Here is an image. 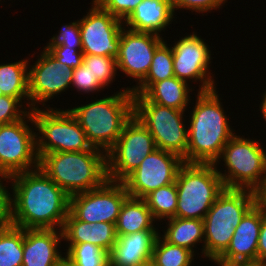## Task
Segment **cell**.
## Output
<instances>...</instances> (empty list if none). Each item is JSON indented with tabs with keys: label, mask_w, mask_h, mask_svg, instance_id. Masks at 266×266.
I'll return each instance as SVG.
<instances>
[{
	"label": "cell",
	"mask_w": 266,
	"mask_h": 266,
	"mask_svg": "<svg viewBox=\"0 0 266 266\" xmlns=\"http://www.w3.org/2000/svg\"><path fill=\"white\" fill-rule=\"evenodd\" d=\"M11 178V225L62 230L70 196L38 167Z\"/></svg>",
	"instance_id": "cell-1"
},
{
	"label": "cell",
	"mask_w": 266,
	"mask_h": 266,
	"mask_svg": "<svg viewBox=\"0 0 266 266\" xmlns=\"http://www.w3.org/2000/svg\"><path fill=\"white\" fill-rule=\"evenodd\" d=\"M218 92L214 88L194 94L196 102L187 121L188 146L184 163L215 164L224 146L236 134Z\"/></svg>",
	"instance_id": "cell-2"
},
{
	"label": "cell",
	"mask_w": 266,
	"mask_h": 266,
	"mask_svg": "<svg viewBox=\"0 0 266 266\" xmlns=\"http://www.w3.org/2000/svg\"><path fill=\"white\" fill-rule=\"evenodd\" d=\"M91 103L68 108L79 122L92 147L107 152L119 138L125 123L133 116V93L129 88H119Z\"/></svg>",
	"instance_id": "cell-3"
},
{
	"label": "cell",
	"mask_w": 266,
	"mask_h": 266,
	"mask_svg": "<svg viewBox=\"0 0 266 266\" xmlns=\"http://www.w3.org/2000/svg\"><path fill=\"white\" fill-rule=\"evenodd\" d=\"M43 172L69 196L102 186L107 180L106 152H53L39 159Z\"/></svg>",
	"instance_id": "cell-4"
},
{
	"label": "cell",
	"mask_w": 266,
	"mask_h": 266,
	"mask_svg": "<svg viewBox=\"0 0 266 266\" xmlns=\"http://www.w3.org/2000/svg\"><path fill=\"white\" fill-rule=\"evenodd\" d=\"M257 202V194L246 189L225 188L203 219V256L213 263L227 250L236 227Z\"/></svg>",
	"instance_id": "cell-5"
},
{
	"label": "cell",
	"mask_w": 266,
	"mask_h": 266,
	"mask_svg": "<svg viewBox=\"0 0 266 266\" xmlns=\"http://www.w3.org/2000/svg\"><path fill=\"white\" fill-rule=\"evenodd\" d=\"M253 139L235 134L224 146L215 166L225 188L257 192L263 185L266 179V148L261 145L262 142ZM219 165L225 166V170H220Z\"/></svg>",
	"instance_id": "cell-6"
},
{
	"label": "cell",
	"mask_w": 266,
	"mask_h": 266,
	"mask_svg": "<svg viewBox=\"0 0 266 266\" xmlns=\"http://www.w3.org/2000/svg\"><path fill=\"white\" fill-rule=\"evenodd\" d=\"M176 217L203 220L225 189L215 164L184 163L176 177Z\"/></svg>",
	"instance_id": "cell-7"
},
{
	"label": "cell",
	"mask_w": 266,
	"mask_h": 266,
	"mask_svg": "<svg viewBox=\"0 0 266 266\" xmlns=\"http://www.w3.org/2000/svg\"><path fill=\"white\" fill-rule=\"evenodd\" d=\"M39 159L53 152H83L92 148L84 130L68 109L32 110Z\"/></svg>",
	"instance_id": "cell-8"
},
{
	"label": "cell",
	"mask_w": 266,
	"mask_h": 266,
	"mask_svg": "<svg viewBox=\"0 0 266 266\" xmlns=\"http://www.w3.org/2000/svg\"><path fill=\"white\" fill-rule=\"evenodd\" d=\"M185 112L150 102L143 94H133V115L152 134L156 148L174 153L182 159L188 146Z\"/></svg>",
	"instance_id": "cell-9"
},
{
	"label": "cell",
	"mask_w": 266,
	"mask_h": 266,
	"mask_svg": "<svg viewBox=\"0 0 266 266\" xmlns=\"http://www.w3.org/2000/svg\"><path fill=\"white\" fill-rule=\"evenodd\" d=\"M156 149L152 134L133 115L125 123L116 143L106 152L108 180L122 182Z\"/></svg>",
	"instance_id": "cell-10"
},
{
	"label": "cell",
	"mask_w": 266,
	"mask_h": 266,
	"mask_svg": "<svg viewBox=\"0 0 266 266\" xmlns=\"http://www.w3.org/2000/svg\"><path fill=\"white\" fill-rule=\"evenodd\" d=\"M38 167L35 124L29 111L16 122L0 125V173L12 176Z\"/></svg>",
	"instance_id": "cell-11"
},
{
	"label": "cell",
	"mask_w": 266,
	"mask_h": 266,
	"mask_svg": "<svg viewBox=\"0 0 266 266\" xmlns=\"http://www.w3.org/2000/svg\"><path fill=\"white\" fill-rule=\"evenodd\" d=\"M186 34V35H185ZM184 37L174 42L173 52V69L174 75L178 79L184 80L188 84L199 82V89L196 91H208L216 88L215 73H211V50L206 39L199 37L196 31L185 33ZM210 70V71H209ZM214 73V74H213ZM191 81V82H190Z\"/></svg>",
	"instance_id": "cell-12"
},
{
	"label": "cell",
	"mask_w": 266,
	"mask_h": 266,
	"mask_svg": "<svg viewBox=\"0 0 266 266\" xmlns=\"http://www.w3.org/2000/svg\"><path fill=\"white\" fill-rule=\"evenodd\" d=\"M79 19L83 54L116 58L119 54L122 20L104 10L95 0Z\"/></svg>",
	"instance_id": "cell-13"
},
{
	"label": "cell",
	"mask_w": 266,
	"mask_h": 266,
	"mask_svg": "<svg viewBox=\"0 0 266 266\" xmlns=\"http://www.w3.org/2000/svg\"><path fill=\"white\" fill-rule=\"evenodd\" d=\"M40 52L32 65L29 58L30 111L38 109L41 103L42 108H50L45 103L55 96H61L72 84L73 69L56 61L44 48Z\"/></svg>",
	"instance_id": "cell-14"
},
{
	"label": "cell",
	"mask_w": 266,
	"mask_h": 266,
	"mask_svg": "<svg viewBox=\"0 0 266 266\" xmlns=\"http://www.w3.org/2000/svg\"><path fill=\"white\" fill-rule=\"evenodd\" d=\"M128 196L122 182L107 180L96 189L70 196L69 211L80 221L115 224Z\"/></svg>",
	"instance_id": "cell-15"
},
{
	"label": "cell",
	"mask_w": 266,
	"mask_h": 266,
	"mask_svg": "<svg viewBox=\"0 0 266 266\" xmlns=\"http://www.w3.org/2000/svg\"><path fill=\"white\" fill-rule=\"evenodd\" d=\"M183 164L184 161L180 156L156 149L146 156L140 166L122 183L129 196L143 199L153 190L174 183Z\"/></svg>",
	"instance_id": "cell-16"
},
{
	"label": "cell",
	"mask_w": 266,
	"mask_h": 266,
	"mask_svg": "<svg viewBox=\"0 0 266 266\" xmlns=\"http://www.w3.org/2000/svg\"><path fill=\"white\" fill-rule=\"evenodd\" d=\"M162 36L130 30L124 27L120 34L117 68L136 85L128 86L132 91L147 75L156 48L164 41Z\"/></svg>",
	"instance_id": "cell-17"
},
{
	"label": "cell",
	"mask_w": 266,
	"mask_h": 266,
	"mask_svg": "<svg viewBox=\"0 0 266 266\" xmlns=\"http://www.w3.org/2000/svg\"><path fill=\"white\" fill-rule=\"evenodd\" d=\"M263 217L264 209L256 202L242 217L235 229L229 247L214 264H231L238 261L256 260Z\"/></svg>",
	"instance_id": "cell-18"
},
{
	"label": "cell",
	"mask_w": 266,
	"mask_h": 266,
	"mask_svg": "<svg viewBox=\"0 0 266 266\" xmlns=\"http://www.w3.org/2000/svg\"><path fill=\"white\" fill-rule=\"evenodd\" d=\"M62 241V230L24 229L22 266H62Z\"/></svg>",
	"instance_id": "cell-19"
},
{
	"label": "cell",
	"mask_w": 266,
	"mask_h": 266,
	"mask_svg": "<svg viewBox=\"0 0 266 266\" xmlns=\"http://www.w3.org/2000/svg\"><path fill=\"white\" fill-rule=\"evenodd\" d=\"M160 230H144L129 235H117L109 253V266H137L152 258Z\"/></svg>",
	"instance_id": "cell-20"
},
{
	"label": "cell",
	"mask_w": 266,
	"mask_h": 266,
	"mask_svg": "<svg viewBox=\"0 0 266 266\" xmlns=\"http://www.w3.org/2000/svg\"><path fill=\"white\" fill-rule=\"evenodd\" d=\"M174 16L172 0H143L123 23L130 30L161 36L175 21Z\"/></svg>",
	"instance_id": "cell-21"
},
{
	"label": "cell",
	"mask_w": 266,
	"mask_h": 266,
	"mask_svg": "<svg viewBox=\"0 0 266 266\" xmlns=\"http://www.w3.org/2000/svg\"><path fill=\"white\" fill-rule=\"evenodd\" d=\"M62 234L63 244L88 242L97 245L107 253L111 252L117 240L114 223L80 221L70 211L64 221Z\"/></svg>",
	"instance_id": "cell-22"
},
{
	"label": "cell",
	"mask_w": 266,
	"mask_h": 266,
	"mask_svg": "<svg viewBox=\"0 0 266 266\" xmlns=\"http://www.w3.org/2000/svg\"><path fill=\"white\" fill-rule=\"evenodd\" d=\"M167 221V222H166ZM166 225L163 227L165 230L163 234L159 232V235L168 243L184 247L194 254L197 252V246L202 243L201 251L199 254L203 257L204 248V224L201 219H183L179 217H174L165 220Z\"/></svg>",
	"instance_id": "cell-23"
},
{
	"label": "cell",
	"mask_w": 266,
	"mask_h": 266,
	"mask_svg": "<svg viewBox=\"0 0 266 266\" xmlns=\"http://www.w3.org/2000/svg\"><path fill=\"white\" fill-rule=\"evenodd\" d=\"M156 222V223H155ZM146 202L142 198L128 196L115 223L116 235H129L144 230H159Z\"/></svg>",
	"instance_id": "cell-24"
},
{
	"label": "cell",
	"mask_w": 266,
	"mask_h": 266,
	"mask_svg": "<svg viewBox=\"0 0 266 266\" xmlns=\"http://www.w3.org/2000/svg\"><path fill=\"white\" fill-rule=\"evenodd\" d=\"M184 80L173 76L171 78L155 82L143 95L150 101L162 106L186 111L190 105L193 88ZM192 87V88H191ZM191 92V93H190Z\"/></svg>",
	"instance_id": "cell-25"
},
{
	"label": "cell",
	"mask_w": 266,
	"mask_h": 266,
	"mask_svg": "<svg viewBox=\"0 0 266 266\" xmlns=\"http://www.w3.org/2000/svg\"><path fill=\"white\" fill-rule=\"evenodd\" d=\"M28 71L29 58L0 63V94L15 97L22 104L26 103L25 107L30 111Z\"/></svg>",
	"instance_id": "cell-26"
},
{
	"label": "cell",
	"mask_w": 266,
	"mask_h": 266,
	"mask_svg": "<svg viewBox=\"0 0 266 266\" xmlns=\"http://www.w3.org/2000/svg\"><path fill=\"white\" fill-rule=\"evenodd\" d=\"M174 75L172 47L164 40L155 50L146 77L132 90L133 94H144L155 82Z\"/></svg>",
	"instance_id": "cell-27"
},
{
	"label": "cell",
	"mask_w": 266,
	"mask_h": 266,
	"mask_svg": "<svg viewBox=\"0 0 266 266\" xmlns=\"http://www.w3.org/2000/svg\"><path fill=\"white\" fill-rule=\"evenodd\" d=\"M143 199L157 222L176 217L178 199L175 182L153 190Z\"/></svg>",
	"instance_id": "cell-28"
},
{
	"label": "cell",
	"mask_w": 266,
	"mask_h": 266,
	"mask_svg": "<svg viewBox=\"0 0 266 266\" xmlns=\"http://www.w3.org/2000/svg\"><path fill=\"white\" fill-rule=\"evenodd\" d=\"M24 228L0 227V266H22Z\"/></svg>",
	"instance_id": "cell-29"
},
{
	"label": "cell",
	"mask_w": 266,
	"mask_h": 266,
	"mask_svg": "<svg viewBox=\"0 0 266 266\" xmlns=\"http://www.w3.org/2000/svg\"><path fill=\"white\" fill-rule=\"evenodd\" d=\"M195 256L192 251L170 244L158 235L151 259L157 266H192Z\"/></svg>",
	"instance_id": "cell-30"
},
{
	"label": "cell",
	"mask_w": 266,
	"mask_h": 266,
	"mask_svg": "<svg viewBox=\"0 0 266 266\" xmlns=\"http://www.w3.org/2000/svg\"><path fill=\"white\" fill-rule=\"evenodd\" d=\"M65 258L75 266H109V253L90 243L64 244Z\"/></svg>",
	"instance_id": "cell-31"
},
{
	"label": "cell",
	"mask_w": 266,
	"mask_h": 266,
	"mask_svg": "<svg viewBox=\"0 0 266 266\" xmlns=\"http://www.w3.org/2000/svg\"><path fill=\"white\" fill-rule=\"evenodd\" d=\"M83 64L89 68L94 78H97L105 87L107 86V89L116 81V75H118L116 58L84 54Z\"/></svg>",
	"instance_id": "cell-32"
},
{
	"label": "cell",
	"mask_w": 266,
	"mask_h": 266,
	"mask_svg": "<svg viewBox=\"0 0 266 266\" xmlns=\"http://www.w3.org/2000/svg\"><path fill=\"white\" fill-rule=\"evenodd\" d=\"M58 34H53L49 42L44 47H58L65 46L70 49H82V40L80 34L79 21L73 20L68 24H63Z\"/></svg>",
	"instance_id": "cell-33"
},
{
	"label": "cell",
	"mask_w": 266,
	"mask_h": 266,
	"mask_svg": "<svg viewBox=\"0 0 266 266\" xmlns=\"http://www.w3.org/2000/svg\"><path fill=\"white\" fill-rule=\"evenodd\" d=\"M71 89L76 90V92H81V95L98 93L103 89H106L105 86L97 79L94 78L93 74L87 66L83 63L73 69L72 84Z\"/></svg>",
	"instance_id": "cell-34"
},
{
	"label": "cell",
	"mask_w": 266,
	"mask_h": 266,
	"mask_svg": "<svg viewBox=\"0 0 266 266\" xmlns=\"http://www.w3.org/2000/svg\"><path fill=\"white\" fill-rule=\"evenodd\" d=\"M17 98L0 94V125L22 119L29 110Z\"/></svg>",
	"instance_id": "cell-35"
},
{
	"label": "cell",
	"mask_w": 266,
	"mask_h": 266,
	"mask_svg": "<svg viewBox=\"0 0 266 266\" xmlns=\"http://www.w3.org/2000/svg\"><path fill=\"white\" fill-rule=\"evenodd\" d=\"M226 2H228V0H172V6L174 12L177 10L184 11L185 9L195 12V15L197 13L204 16L205 13H212V11H216L217 8L218 10L220 8L222 9V7H225L224 5Z\"/></svg>",
	"instance_id": "cell-36"
},
{
	"label": "cell",
	"mask_w": 266,
	"mask_h": 266,
	"mask_svg": "<svg viewBox=\"0 0 266 266\" xmlns=\"http://www.w3.org/2000/svg\"><path fill=\"white\" fill-rule=\"evenodd\" d=\"M104 10L123 22L143 0H95Z\"/></svg>",
	"instance_id": "cell-37"
},
{
	"label": "cell",
	"mask_w": 266,
	"mask_h": 266,
	"mask_svg": "<svg viewBox=\"0 0 266 266\" xmlns=\"http://www.w3.org/2000/svg\"><path fill=\"white\" fill-rule=\"evenodd\" d=\"M42 48L48 51L56 61L69 66L71 69H75L83 63L84 54L82 49H70L65 46Z\"/></svg>",
	"instance_id": "cell-38"
},
{
	"label": "cell",
	"mask_w": 266,
	"mask_h": 266,
	"mask_svg": "<svg viewBox=\"0 0 266 266\" xmlns=\"http://www.w3.org/2000/svg\"><path fill=\"white\" fill-rule=\"evenodd\" d=\"M4 181L6 182L4 183ZM9 183H11L10 176L0 173V227L11 225V190Z\"/></svg>",
	"instance_id": "cell-39"
},
{
	"label": "cell",
	"mask_w": 266,
	"mask_h": 266,
	"mask_svg": "<svg viewBox=\"0 0 266 266\" xmlns=\"http://www.w3.org/2000/svg\"><path fill=\"white\" fill-rule=\"evenodd\" d=\"M257 259L266 262V211L265 210L258 239Z\"/></svg>",
	"instance_id": "cell-40"
},
{
	"label": "cell",
	"mask_w": 266,
	"mask_h": 266,
	"mask_svg": "<svg viewBox=\"0 0 266 266\" xmlns=\"http://www.w3.org/2000/svg\"><path fill=\"white\" fill-rule=\"evenodd\" d=\"M217 266H266V262L263 260H246L238 261L231 264H215Z\"/></svg>",
	"instance_id": "cell-41"
},
{
	"label": "cell",
	"mask_w": 266,
	"mask_h": 266,
	"mask_svg": "<svg viewBox=\"0 0 266 266\" xmlns=\"http://www.w3.org/2000/svg\"><path fill=\"white\" fill-rule=\"evenodd\" d=\"M257 203L266 211V179L261 188L256 192Z\"/></svg>",
	"instance_id": "cell-42"
},
{
	"label": "cell",
	"mask_w": 266,
	"mask_h": 266,
	"mask_svg": "<svg viewBox=\"0 0 266 266\" xmlns=\"http://www.w3.org/2000/svg\"><path fill=\"white\" fill-rule=\"evenodd\" d=\"M262 98H261V103L259 105L258 111H260V116L265 120L266 123V88L265 91L262 92Z\"/></svg>",
	"instance_id": "cell-43"
},
{
	"label": "cell",
	"mask_w": 266,
	"mask_h": 266,
	"mask_svg": "<svg viewBox=\"0 0 266 266\" xmlns=\"http://www.w3.org/2000/svg\"><path fill=\"white\" fill-rule=\"evenodd\" d=\"M137 266H157L152 259L146 260Z\"/></svg>",
	"instance_id": "cell-44"
},
{
	"label": "cell",
	"mask_w": 266,
	"mask_h": 266,
	"mask_svg": "<svg viewBox=\"0 0 266 266\" xmlns=\"http://www.w3.org/2000/svg\"><path fill=\"white\" fill-rule=\"evenodd\" d=\"M62 266H75V265H73L72 263H70V262L64 257V260H63Z\"/></svg>",
	"instance_id": "cell-45"
}]
</instances>
